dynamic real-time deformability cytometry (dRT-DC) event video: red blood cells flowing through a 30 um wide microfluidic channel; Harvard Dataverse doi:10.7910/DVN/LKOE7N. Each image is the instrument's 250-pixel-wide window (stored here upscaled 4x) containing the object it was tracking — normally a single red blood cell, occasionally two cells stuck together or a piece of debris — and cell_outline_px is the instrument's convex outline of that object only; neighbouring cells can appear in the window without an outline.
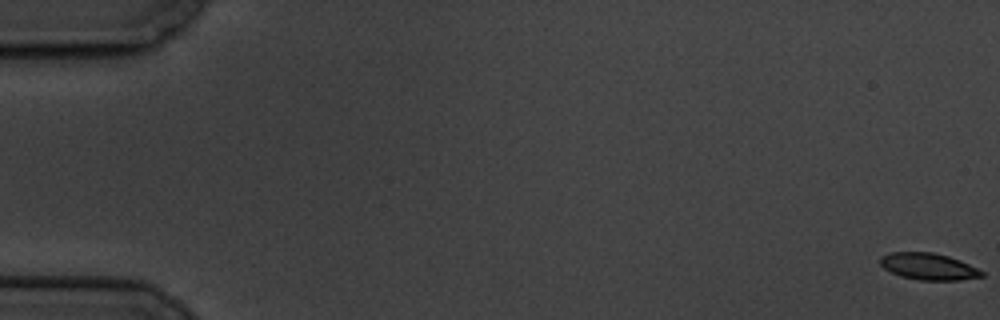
{"species": "common noctule bat (a hibernating species)", "species_latin": "Nyctalus noctula", "temperature_condition": "cold", "stored_images_in_passage": 5, "camera_frame_rate_fps": 3000, "um_per_image_px": 0.085, "animal": {"sex": "male", "body_mass_g": 19.5, "forearm_length_mm": 54.6}, "frame": {"image": 1, "passage_image": 1, "time_ms": 0.0, "image_size_px": [1000, 320], "cell_outline_px": [[984, 276], [960, 280], [920, 280], [900, 276], [884, 268], [880, 264], [880, 256], [892, 252], [932, 252], [948, 256], [960, 260], [984, 272]], "centroid_in_image_um": [78.91, 22.65], "position_along_channel_um": 6.1, "area_um2": 15.72}}
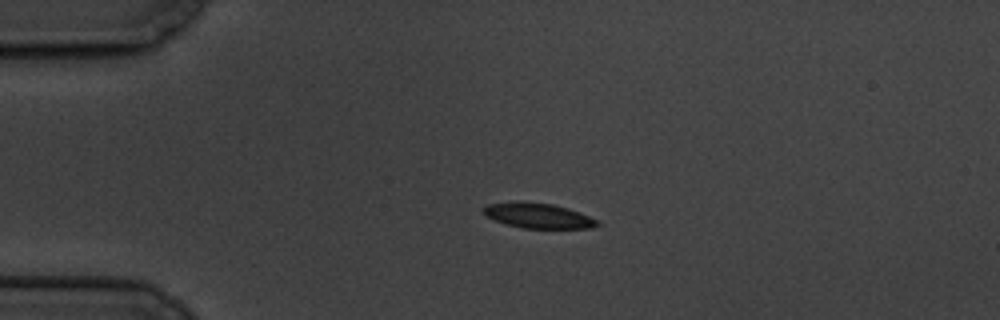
{"frame": {"image": 2, "passage_image": 4, "time_ms": 4.667, "image_size_px": [1000, 320], "cell_outline_px": [[600, 224], [592, 228], [524, 228], [504, 224], [488, 216], [484, 212], [484, 208], [488, 204], [512, 200], [552, 204], [568, 208], [600, 220]], "centroid_in_image_um": [45.77, 18.32], "position_along_channel_um": 39.2, "area_um2": 16.7}}